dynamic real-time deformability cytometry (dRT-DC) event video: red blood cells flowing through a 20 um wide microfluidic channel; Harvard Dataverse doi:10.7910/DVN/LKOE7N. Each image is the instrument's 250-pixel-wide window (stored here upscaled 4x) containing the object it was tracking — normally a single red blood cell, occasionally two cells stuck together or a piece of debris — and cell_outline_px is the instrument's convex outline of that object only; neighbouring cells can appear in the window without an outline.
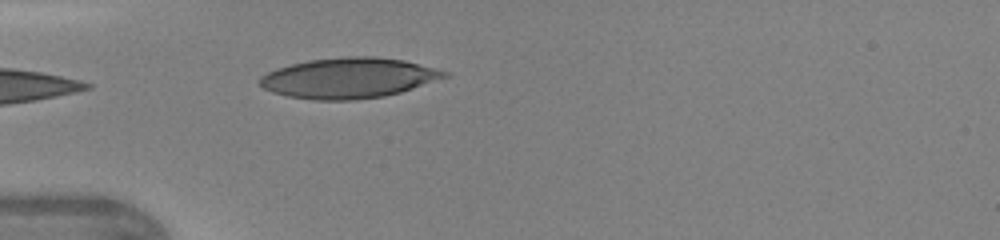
{"species": "human", "species_latin": "Homo sapiens", "temperature_condition": "warm", "stored_images_in_passage": 5, "camera_frame_rate_fps": 3000, "um_per_image_px": 0.085, "donor": {"sex": "female"}, "frame": {"image": 1, "passage_image": 1, "time_ms": 0.0, "image_size_px": [1000, 240], "cell_outline_px": [[448, 76], [400, 92], [384, 96], [356, 100], [312, 100], [288, 96], [272, 92], [264, 88], [256, 80], [260, 76], [276, 68], [308, 60], [344, 56], [376, 56], [404, 60], [436, 68], [448, 72]], "centroid_in_image_um": [29.6, 6.62], "position_along_channel_um": 55.4, "area_um2": 43.52}}